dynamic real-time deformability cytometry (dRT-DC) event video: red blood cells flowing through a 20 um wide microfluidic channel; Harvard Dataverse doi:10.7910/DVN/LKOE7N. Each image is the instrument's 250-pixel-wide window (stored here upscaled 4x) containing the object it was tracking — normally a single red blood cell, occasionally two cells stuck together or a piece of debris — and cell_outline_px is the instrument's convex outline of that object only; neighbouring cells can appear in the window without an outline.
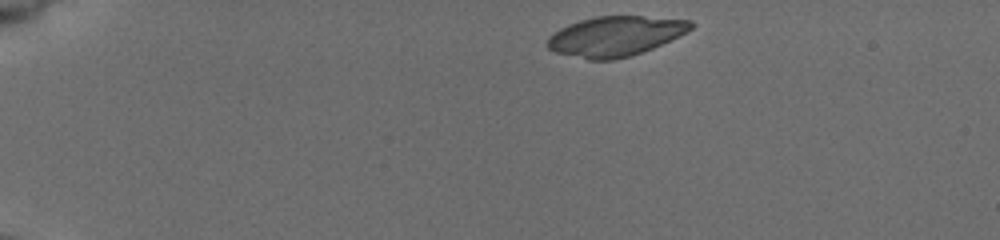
{"species": "common noctule bat (a hibernating species)", "species_latin": "Nyctalus noctula", "temperature_condition": "cold", "stored_images_in_passage": 44, "camera_frame_rate_fps": 3000, "um_per_image_px": 0.085, "animal": {"sex": "female", "body_mass_g": 19.5, "forearm_length_mm": 54.1}, "frame": {"image": 1, "passage_image": 1, "time_ms": 0.0, "image_size_px": [1000, 240], "cell_outline_px": [[692, 28], [652, 48], [628, 56], [612, 60], [588, 60], [556, 52], [548, 48], [548, 36], [560, 28], [568, 24], [580, 20], [596, 16], [644, 16], [692, 20]], "centroid_in_image_um": [52.25, 3.06], "position_along_channel_um": 32.7, "area_um2": 32.89}}